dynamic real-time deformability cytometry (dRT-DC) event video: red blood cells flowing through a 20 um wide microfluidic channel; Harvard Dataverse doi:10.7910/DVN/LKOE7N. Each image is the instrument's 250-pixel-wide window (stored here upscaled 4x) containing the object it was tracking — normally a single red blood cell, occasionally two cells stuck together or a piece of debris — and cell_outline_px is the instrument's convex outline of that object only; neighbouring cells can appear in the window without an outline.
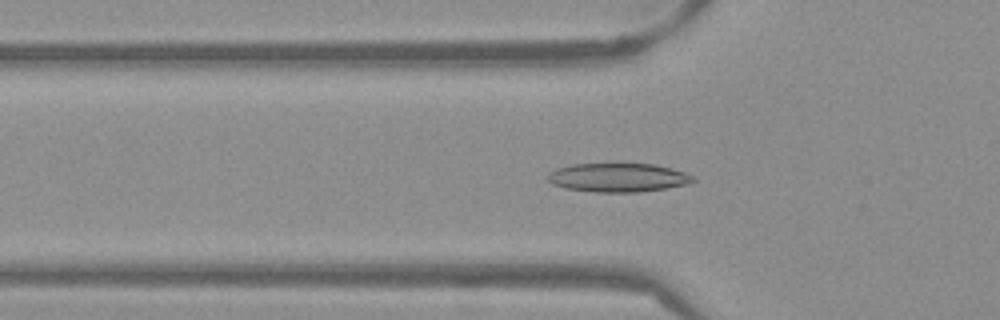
{"species": "Egyptian fruit bat (a non-hibernating species)", "species_latin": "Rousettus aegyptiacus", "temperature_condition": "warm", "stored_images_in_passage": 40, "camera_frame_rate_fps": 3000, "um_per_image_px": 0.085, "frame": {"image": 1, "passage_image": 5, "time_ms": 1.333, "image_size_px": [1000, 320], "cell_outline_px": [[696, 180], [688, 184], [668, 188], [640, 192], [596, 192], [564, 188], [552, 184], [544, 176], [548, 172], [556, 168], [572, 164], [656, 164], [672, 168], [684, 172], [692, 176]], "centroid_in_image_um": [52.5, 15.09], "position_along_channel_um": 73.3, "area_um2": 24.62}}
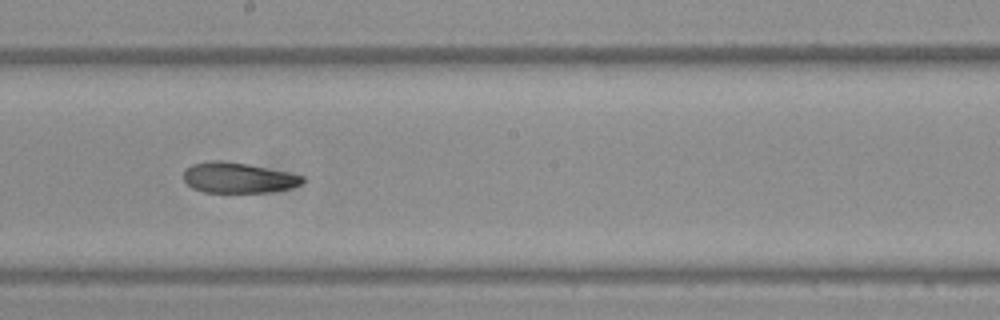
{"frame": {"image": 2, "passage_image": 17, "time_ms": 5.333, "image_size_px": [1000, 320], "cell_outline_px": [[304, 180], [300, 184], [292, 188], [268, 192], [204, 192], [192, 188], [184, 180], [184, 168], [192, 164], [212, 160], [220, 160], [248, 164], [304, 176]], "centroid_in_image_um": [20.21, 15.11], "position_along_channel_um": 228.0, "area_um2": 21.04}}
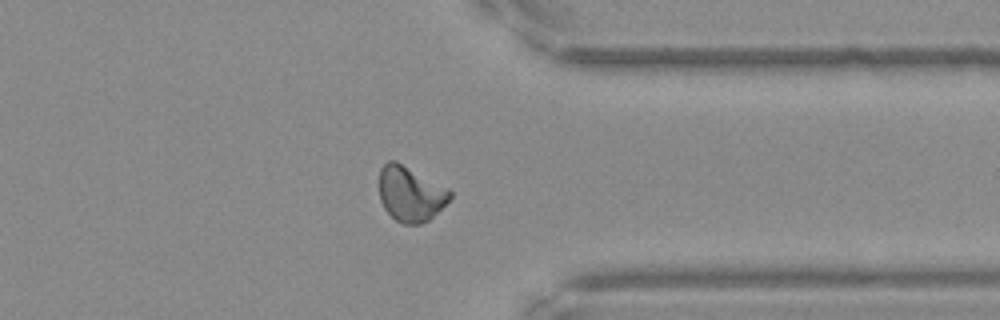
{"frame": {"image": 3, "passage_image": 29, "time_ms": 9.333, "image_size_px": [1000, 320], "cell_outline_px": [[452, 196], [428, 220], [420, 224], [404, 224], [396, 220], [384, 208], [380, 200], [380, 168], [388, 160], [396, 160], [448, 188], [452, 192]], "centroid_in_image_um": [34.87, 16.45], "position_along_channel_um": 376.5, "area_um2": 22.48}, "authors_computed_cell_mechanics": {"area_um2": 22.1374, "velocity_mm_per_s": 3.8408, "shape_relaxation_time_tau1_ms": 11.2501, "shape_relaxation_time_tau2_ms": 3.6998, "deformation_change_tau1": 0.2445, "deformation_change_tau2": 0.0972}}